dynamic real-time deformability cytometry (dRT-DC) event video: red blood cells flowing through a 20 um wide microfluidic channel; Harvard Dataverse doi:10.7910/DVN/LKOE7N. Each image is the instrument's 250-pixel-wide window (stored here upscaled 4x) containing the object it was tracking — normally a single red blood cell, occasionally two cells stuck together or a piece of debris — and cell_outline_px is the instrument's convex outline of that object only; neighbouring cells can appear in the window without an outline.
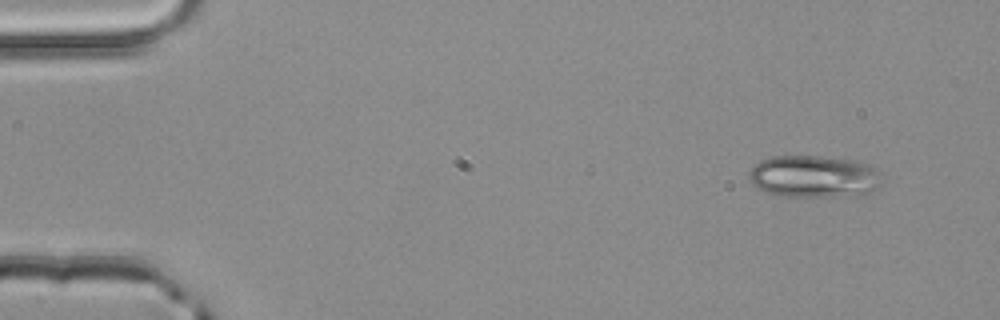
{"species": "common noctule bat (a hibernating species)", "species_latin": "Nyctalus noctula", "temperature_condition": "room temperature", "stored_images_in_passage": 48, "camera_frame_rate_fps": 3000, "um_per_image_px": 0.085, "animal": {"sex": "male", "body_mass_g": 20.4}, "frame": {"image": 1, "passage_image": 1, "time_ms": 0.0, "image_size_px": [1000, 320], "cell_outline_px": [[880, 184], [876, 188], [868, 192], [828, 196], [780, 196], [764, 192], [752, 184], [748, 176], [748, 172], [760, 160], [772, 156], [816, 156], [856, 160], [868, 164], [876, 168], [880, 172]], "centroid_in_image_um": [69.13, 14.98], "position_along_channel_um": 15.9, "area_um2": 32.43}}
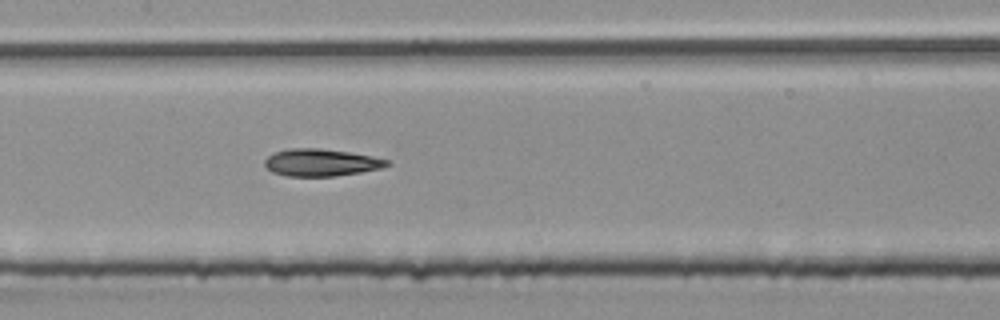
{"frame": {"image": 2, "passage_image": 22, "time_ms": 7.0, "image_size_px": [1000, 320], "cell_outline_px": [[392, 164], [380, 168], [360, 172], [332, 176], [288, 176], [272, 172], [264, 164], [264, 160], [268, 156], [276, 152], [288, 148], [320, 148], [348, 152], [372, 156], [392, 160]], "centroid_in_image_um": [27.31, 13.81], "position_along_channel_um": 180.1, "area_um2": 19.36}}
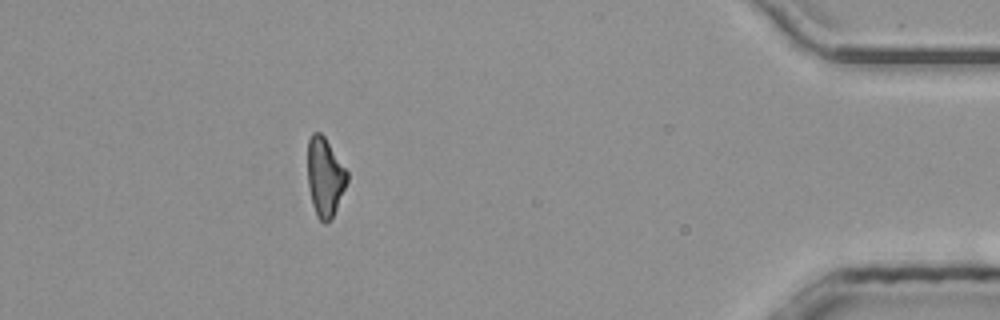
{"frame": {"image": 3, "passage_image": 43, "time_ms": 14.0, "image_size_px": [1000, 320], "cell_outline_px": [[348, 180], [336, 208], [332, 216], [324, 224], [316, 216], [312, 204], [308, 188], [308, 140], [312, 132], [320, 132], [324, 136], [348, 172]], "centroid_in_image_um": [27.6, 15.03], "position_along_channel_um": 407.6, "area_um2": 17.98}}